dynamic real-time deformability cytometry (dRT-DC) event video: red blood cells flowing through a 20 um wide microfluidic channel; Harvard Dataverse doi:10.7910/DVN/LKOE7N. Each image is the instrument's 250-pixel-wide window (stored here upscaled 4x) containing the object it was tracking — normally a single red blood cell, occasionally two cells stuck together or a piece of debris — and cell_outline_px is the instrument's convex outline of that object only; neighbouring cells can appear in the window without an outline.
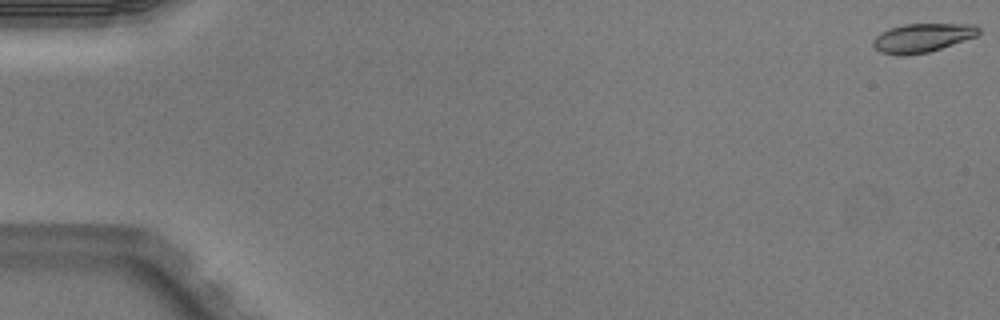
{"species": "Egyptian fruit bat (a non-hibernating species)", "species_latin": "Rousettus aegyptiacus", "temperature_condition": "warm", "stored_images_in_passage": 5, "segment_of_instrument_passage": [1, 2], "camera_frame_rate_fps": 3000, "um_per_image_px": 0.085, "animal": {"sex": "male"}, "frame": {"image": 1, "passage_image": 1, "time_ms": 0.0, "image_size_px": [1000, 320], "cell_outline_px": [[980, 32], [976, 36], [928, 52], [904, 56], [896, 56], [880, 52], [872, 44], [872, 40], [880, 32], [888, 28], [904, 24], [972, 24], [980, 28]], "centroid_in_image_um": [78.34, 3.22], "position_along_channel_um": 6.7, "area_um2": 17.74}}